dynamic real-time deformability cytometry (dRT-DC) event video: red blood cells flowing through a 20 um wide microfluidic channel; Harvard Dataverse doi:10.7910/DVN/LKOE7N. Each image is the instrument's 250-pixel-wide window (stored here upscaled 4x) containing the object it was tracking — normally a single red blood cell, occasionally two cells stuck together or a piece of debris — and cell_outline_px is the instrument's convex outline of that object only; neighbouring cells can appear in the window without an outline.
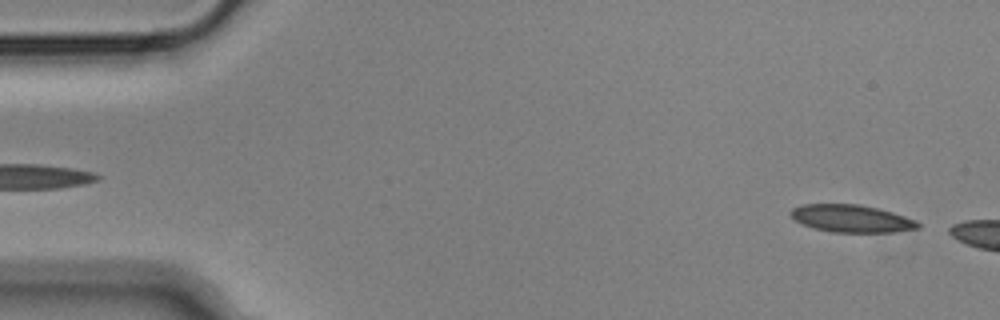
{"species": "Egyptian fruit bat (a non-hibernating species)", "species_latin": "Rousettus aegyptiacus", "temperature_condition": "cold", "stored_images_in_passage": 11, "camera_frame_rate_fps": 3000, "um_per_image_px": 0.085, "animal": {"sex": "male"}, "frame": {"image": 1, "passage_image": 1, "time_ms": 0.0, "image_size_px": [1000, 320], "cell_outline_px": [[920, 228], [892, 232], [832, 232], [812, 228], [796, 220], [788, 212], [792, 208], [800, 204], [860, 204], [892, 212], [916, 220], [920, 224]], "centroid_in_image_um": [72.36, 18.57], "position_along_channel_um": 12.6, "area_um2": 20.35}}